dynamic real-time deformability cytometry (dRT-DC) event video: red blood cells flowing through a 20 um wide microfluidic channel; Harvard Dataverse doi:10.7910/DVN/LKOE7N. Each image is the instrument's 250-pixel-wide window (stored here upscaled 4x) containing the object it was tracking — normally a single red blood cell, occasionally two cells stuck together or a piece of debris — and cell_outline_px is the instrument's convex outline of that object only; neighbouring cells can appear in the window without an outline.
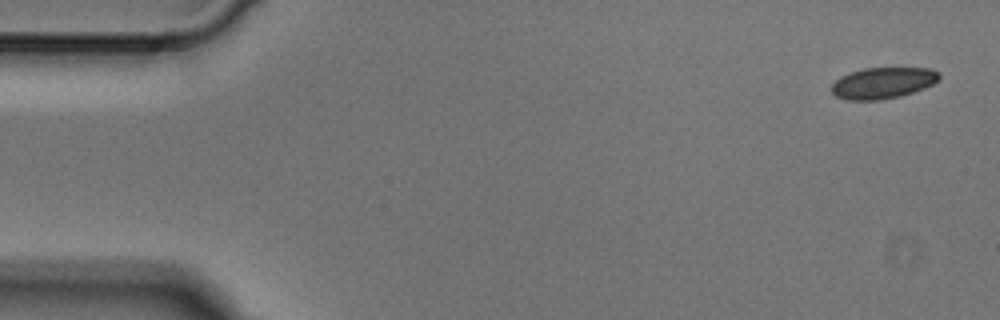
{"species": "Egyptian fruit bat (a non-hibernating species)", "species_latin": "Rousettus aegyptiacus", "temperature_condition": "cold", "stored_images_in_passage": 4, "camera_frame_rate_fps": 3000, "um_per_image_px": 0.085, "animal": {"sex": "male"}, "frame": {"image": 1, "passage_image": 1, "time_ms": 0.0, "image_size_px": [1000, 320], "cell_outline_px": [[940, 76], [932, 84], [924, 88], [900, 96], [880, 100], [848, 100], [836, 96], [832, 92], [832, 84], [840, 76], [864, 68], [932, 68], [940, 72]], "centroid_in_image_um": [75.04, 7.05], "position_along_channel_um": 10.0, "area_um2": 19.48}}
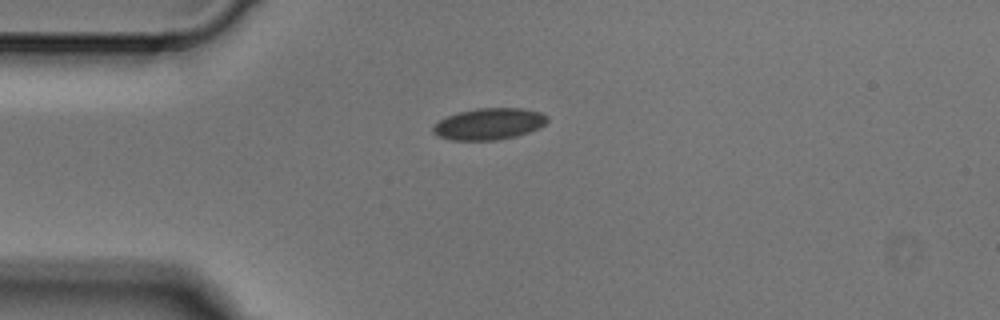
{"frame": {"image": 2, "passage_image": 4, "time_ms": 1.0, "image_size_px": [1000, 320], "cell_outline_px": [[548, 120], [540, 128], [516, 136], [496, 140], [452, 140], [436, 136], [432, 132], [432, 128], [440, 120], [448, 116], [460, 112], [476, 108], [520, 108], [540, 112], [548, 116]], "centroid_in_image_um": [41.57, 10.54], "position_along_channel_um": 43.4, "area_um2": 20.92}}